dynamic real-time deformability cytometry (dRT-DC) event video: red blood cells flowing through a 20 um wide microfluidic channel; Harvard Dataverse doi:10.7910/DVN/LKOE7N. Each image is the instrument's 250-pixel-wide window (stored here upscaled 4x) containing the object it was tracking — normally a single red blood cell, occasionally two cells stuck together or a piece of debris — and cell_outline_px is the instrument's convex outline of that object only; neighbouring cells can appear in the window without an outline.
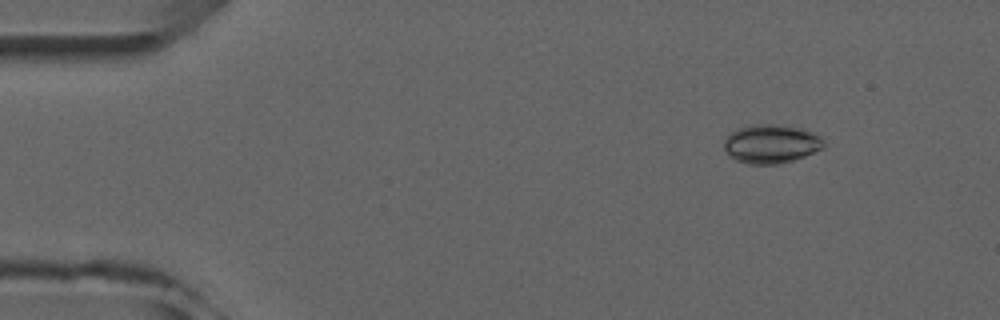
{"species": "common noctule bat (a hibernating species)", "species_latin": "Nyctalus noctula", "temperature_condition": "room temperature", "stored_images_in_passage": 6, "segment_of_instrument_passage": [1, 2], "camera_frame_rate_fps": 3000, "um_per_image_px": 0.085, "animal": {"sex": "male", "forearm_length_mm": 52.5}, "frame": {"image": 1, "passage_image": 2, "time_ms": 1.333, "image_size_px": [1000, 320], "cell_outline_px": [[824, 148], [804, 156], [780, 164], [748, 164], [736, 160], [728, 156], [724, 148], [724, 140], [732, 132], [740, 128], [756, 124], [772, 124], [800, 128], [816, 132], [824, 140]], "centroid_in_image_um": [65.56, 12.24], "position_along_channel_um": 19.4, "area_um2": 22.54}}
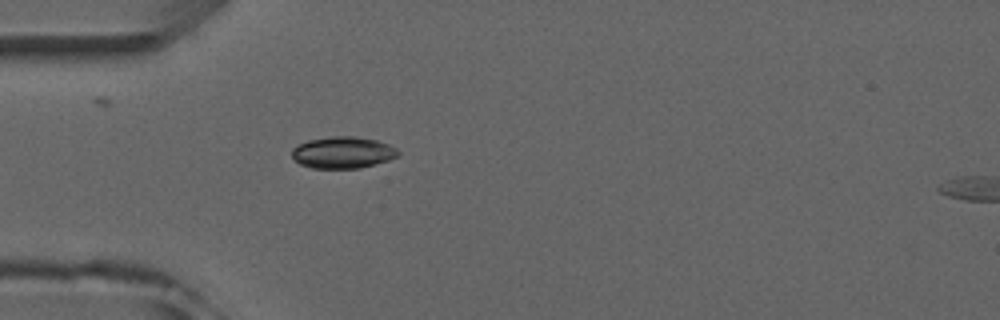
{"frame": {"image": 2, "passage_image": 5, "time_ms": 4.333, "image_size_px": [1000, 320], "cell_outline_px": [[400, 152], [396, 156], [388, 160], [360, 168], [312, 168], [300, 164], [292, 156], [292, 148], [308, 140], [332, 136], [356, 136], [376, 140], [388, 144], [396, 148]], "centroid_in_image_um": [29.14, 12.96], "position_along_channel_um": 55.9, "area_um2": 19.48}}